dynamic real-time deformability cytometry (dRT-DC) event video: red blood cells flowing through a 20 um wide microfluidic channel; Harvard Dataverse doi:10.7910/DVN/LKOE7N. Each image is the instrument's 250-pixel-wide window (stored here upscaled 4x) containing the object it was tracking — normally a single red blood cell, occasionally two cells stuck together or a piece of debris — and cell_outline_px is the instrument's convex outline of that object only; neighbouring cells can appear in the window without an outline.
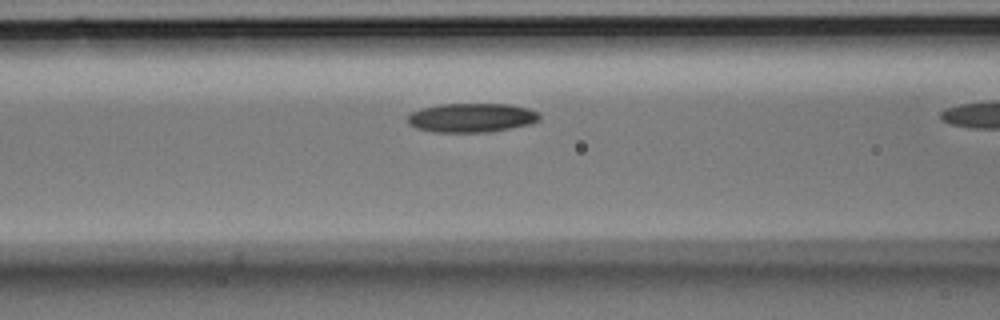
{"species": "Egyptian fruit bat (a non-hibernating species)", "species_latin": "Rousettus aegyptiacus", "temperature_condition": "room temperature", "stored_images_in_passage": 9, "camera_frame_rate_fps": 3000, "um_per_image_px": 0.085, "animal": {"sex": "male"}, "frame": {"image": 1, "passage_image": 8, "time_ms": 2.333, "image_size_px": [1000, 320], "cell_outline_px": [[540, 120], [528, 124], [488, 132], [436, 132], [416, 128], [408, 124], [408, 116], [412, 112], [420, 108], [440, 104], [508, 104], [528, 108], [536, 112], [540, 116]], "centroid_in_image_um": [40.05, 10.0], "position_along_channel_um": 126.6, "area_um2": 22.2}}